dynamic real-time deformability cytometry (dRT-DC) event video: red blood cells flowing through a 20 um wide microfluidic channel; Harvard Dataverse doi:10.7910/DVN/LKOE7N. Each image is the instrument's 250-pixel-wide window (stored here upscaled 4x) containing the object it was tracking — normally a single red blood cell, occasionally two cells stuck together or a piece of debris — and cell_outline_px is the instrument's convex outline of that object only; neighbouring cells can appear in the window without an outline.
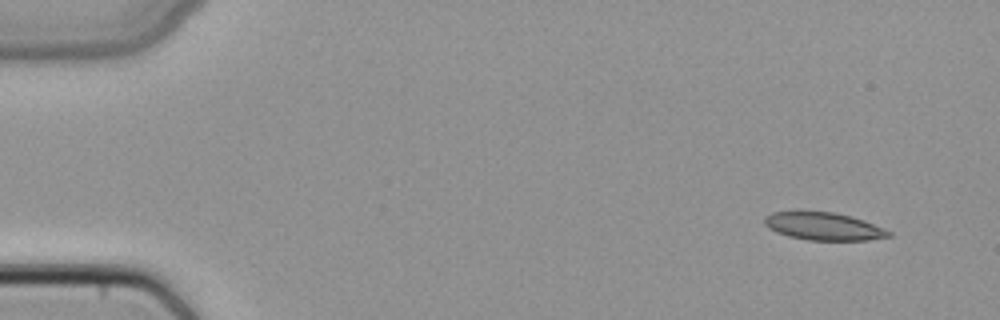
{"species": "common noctule bat (a hibernating species)", "species_latin": "Nyctalus noctula", "temperature_condition": "cold", "stored_images_in_passage": 4, "camera_frame_rate_fps": 3000, "um_per_image_px": 0.085, "animal": {"sex": "female", "body_mass_g": 22.7, "forearm_length_mm": 54.2}, "frame": {"image": 1, "passage_image": 1, "time_ms": 0.0, "image_size_px": [1000, 320], "cell_outline_px": [[892, 236], [868, 240], [808, 240], [788, 236], [776, 232], [768, 228], [764, 224], [764, 216], [772, 212], [804, 208], [832, 212], [864, 220], [884, 228], [892, 232]], "centroid_in_image_um": [69.93, 19.19], "position_along_channel_um": 15.1, "area_um2": 20.81}}
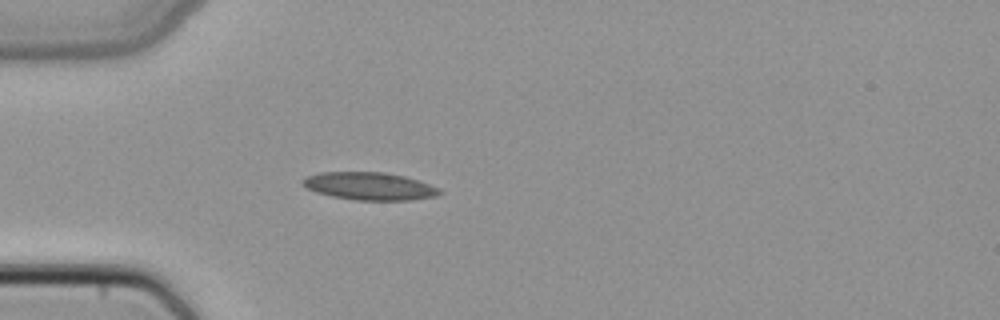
{"frame": {"image": 2, "passage_image": 4, "time_ms": 1.0, "image_size_px": [1000, 320], "cell_outline_px": [[444, 192], [436, 196], [412, 200], [356, 200], [332, 196], [316, 192], [300, 184], [300, 180], [304, 176], [320, 172], [384, 172], [404, 176], [440, 188]], "centroid_in_image_um": [31.37, 15.82], "position_along_channel_um": 53.6, "area_um2": 22.2}}